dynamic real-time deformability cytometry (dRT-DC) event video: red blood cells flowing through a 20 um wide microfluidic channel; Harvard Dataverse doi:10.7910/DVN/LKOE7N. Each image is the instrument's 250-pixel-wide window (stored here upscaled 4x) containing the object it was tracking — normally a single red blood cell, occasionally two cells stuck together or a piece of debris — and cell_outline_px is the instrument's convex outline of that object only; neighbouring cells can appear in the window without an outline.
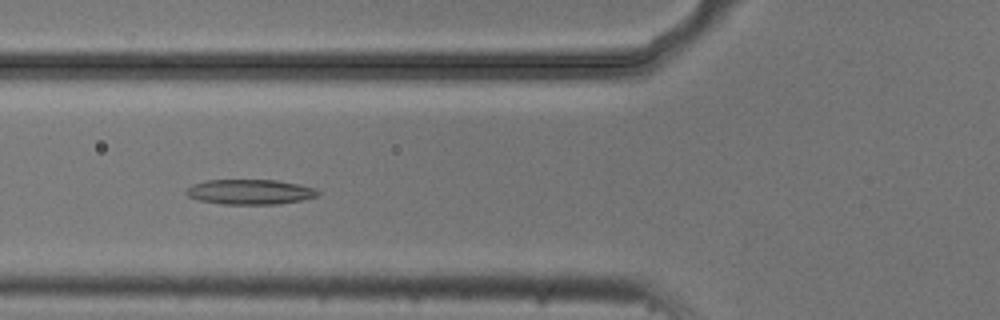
{"species": "common noctule bat (a hibernating species)", "species_latin": "Nyctalus noctula", "temperature_condition": "cold", "stored_images_in_passage": 53, "camera_frame_rate_fps": 3000, "um_per_image_px": 0.085, "animal": {"sex": "male", "body_mass_g": 20.5, "forearm_length_mm": 52.5}, "frame": {"image": 1, "passage_image": 19, "time_ms": 6.0, "image_size_px": [1000, 320], "cell_outline_px": [[320, 192], [316, 196], [300, 200], [276, 204], [220, 204], [200, 200], [188, 196], [184, 192], [192, 184], [204, 180], [276, 180], [300, 184], [316, 188]], "centroid_in_image_um": [21.23, 16.3], "position_along_channel_um": 104.6, "area_um2": 19.19}}
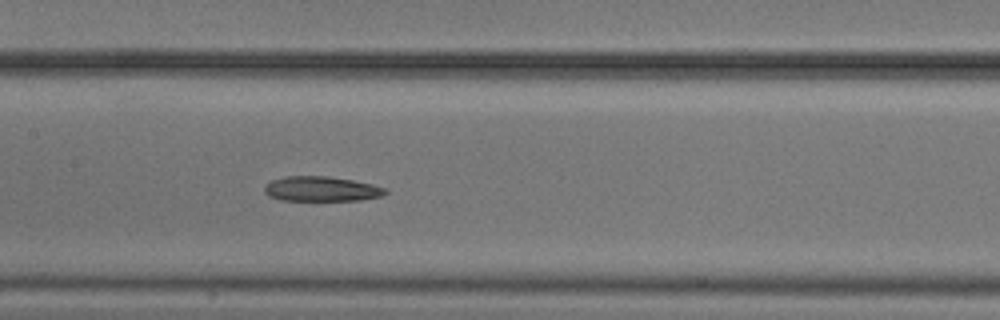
{"frame": {"image": 2, "passage_image": 25, "time_ms": 8.0, "image_size_px": [1000, 320], "cell_outline_px": [[388, 192], [380, 196], [360, 200], [280, 200], [268, 196], [264, 192], [264, 184], [272, 180], [284, 176], [328, 176], [352, 180], [372, 184], [388, 188]], "centroid_in_image_um": [27.29, 16.05], "position_along_channel_um": 180.1, "area_um2": 17.63}}
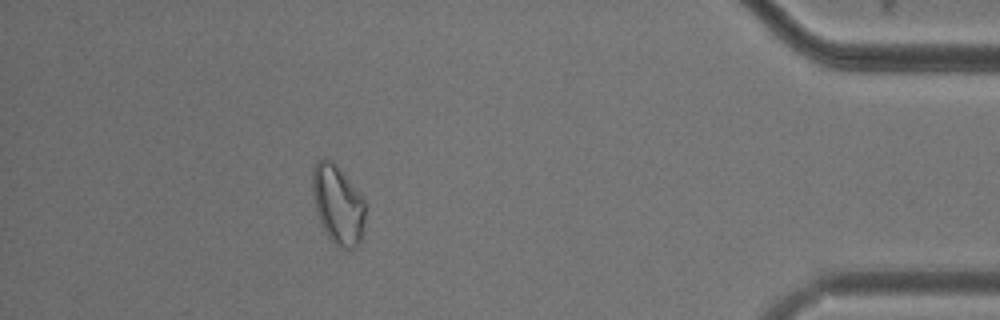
{"frame": {"image": 3, "passage_image": 47, "time_ms": 15.333, "image_size_px": [1000, 320], "cell_outline_px": [[364, 232], [360, 244], [356, 248], [340, 248], [328, 236], [316, 212], [312, 192], [312, 168], [316, 160], [324, 156], [332, 160], [336, 164], [364, 200]], "centroid_in_image_um": [28.7, 17.36], "position_along_channel_um": 406.5, "area_um2": 24.39}}